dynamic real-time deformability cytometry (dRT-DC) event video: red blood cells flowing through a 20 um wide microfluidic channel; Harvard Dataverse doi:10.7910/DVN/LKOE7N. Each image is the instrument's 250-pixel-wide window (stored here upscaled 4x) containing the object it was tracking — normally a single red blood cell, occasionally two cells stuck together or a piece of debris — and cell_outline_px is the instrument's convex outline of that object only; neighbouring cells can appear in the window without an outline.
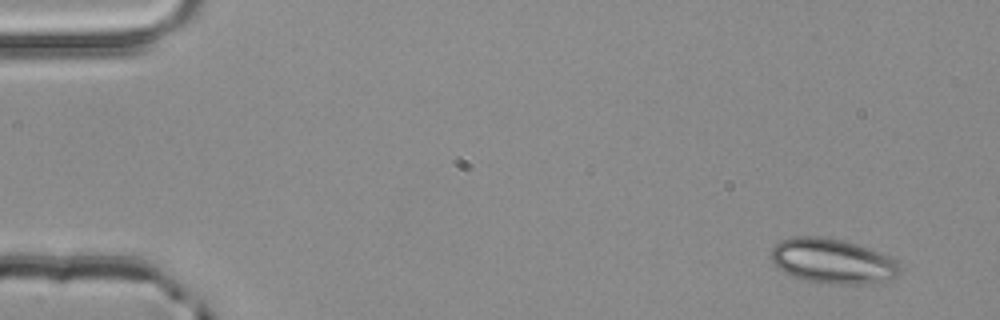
{"species": "common noctule bat (a hibernating species)", "species_latin": "Nyctalus noctula", "temperature_condition": "room temperature", "stored_images_in_passage": 3, "camera_frame_rate_fps": 3000, "um_per_image_px": 0.085, "animal": {"sex": "male", "body_mass_g": 20.4}, "frame": {"image": 1, "passage_image": 1, "time_ms": 0.0, "image_size_px": [1000, 320], "cell_outline_px": [[900, 272], [896, 276], [888, 280], [864, 284], [832, 284], [808, 280], [792, 276], [776, 268], [772, 260], [772, 248], [780, 240], [792, 236], [820, 236], [844, 240], [892, 256], [900, 260]], "centroid_in_image_um": [70.8, 22.18], "position_along_channel_um": 14.2, "area_um2": 33.99}}